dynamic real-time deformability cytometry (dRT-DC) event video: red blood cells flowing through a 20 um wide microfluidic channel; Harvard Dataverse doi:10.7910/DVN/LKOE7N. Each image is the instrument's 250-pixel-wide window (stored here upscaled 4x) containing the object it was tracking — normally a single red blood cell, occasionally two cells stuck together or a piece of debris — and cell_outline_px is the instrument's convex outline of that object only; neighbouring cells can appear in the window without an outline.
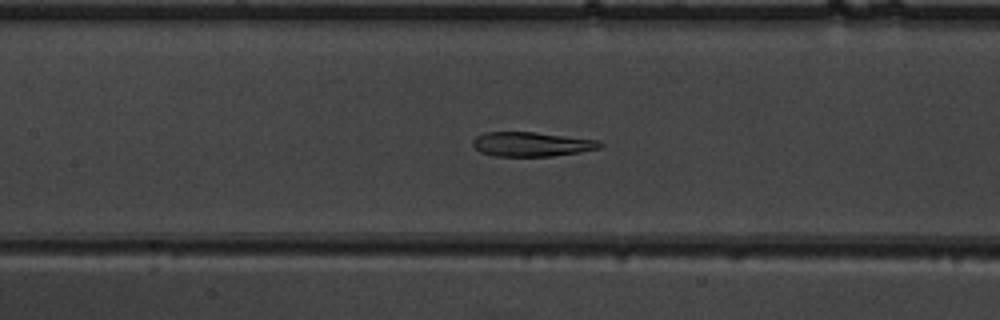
{"species": "common noctule bat (a hibernating species)", "species_latin": "Nyctalus noctula", "temperature_condition": "warm", "stored_images_in_passage": 42, "camera_frame_rate_fps": 3000, "um_per_image_px": 0.085, "animal": {"sex": "male", "body_mass_g": 19.5, "forearm_length_mm": 54.6}, "frame": {"image": 1, "passage_image": 15, "time_ms": 4.667, "image_size_px": [1000, 320], "cell_outline_px": [[604, 144], [600, 148], [552, 156], [496, 156], [480, 152], [472, 144], [472, 140], [476, 136], [484, 132], [536, 132], [600, 140]], "centroid_in_image_um": [45.18, 12.25], "position_along_channel_um": 162.2, "area_um2": 18.09}}
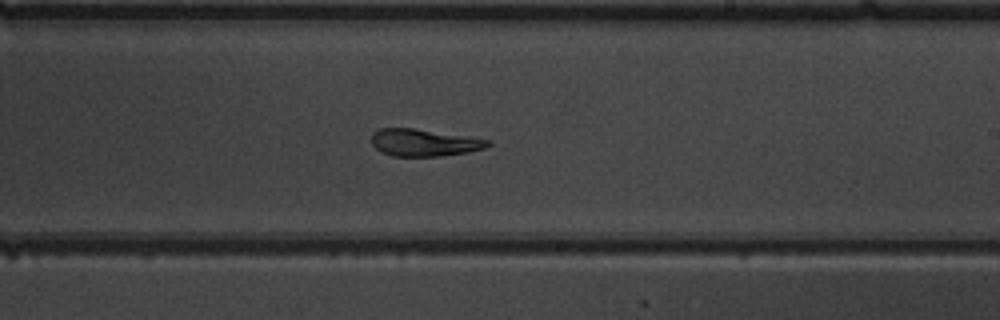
{"frame": {"image": 2, "passage_image": 22, "time_ms": 7.0, "image_size_px": [1000, 320], "cell_outline_px": [[492, 144], [484, 148], [468, 152], [440, 156], [392, 156], [380, 152], [372, 144], [372, 132], [380, 128], [412, 128], [468, 136], [488, 140]], "centroid_in_image_um": [36.02, 12.12], "position_along_channel_um": 253.0, "area_um2": 18.38}}
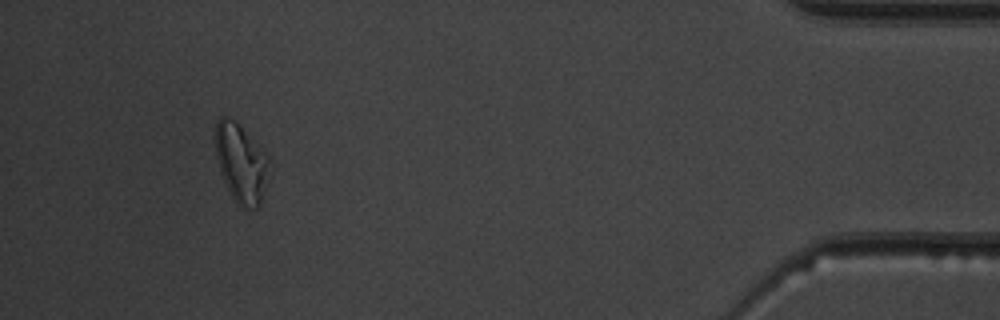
{"frame": {"image": 3, "passage_image": 39, "time_ms": 12.667, "image_size_px": [1000, 320], "cell_outline_px": [[268, 156], [264, 192], [260, 204], [256, 208], [240, 208], [232, 196], [220, 172], [212, 140], [216, 120], [220, 116], [228, 116], [236, 120]], "centroid_in_image_um": [20.41, 13.79], "position_along_channel_um": 414.8, "area_um2": 24.8}, "authors_computed_cell_mechanics": {"area_um2": 19.7676, "velocity_mm_per_s": 3.9021, "shape_relaxation_time_tau1_ms": 9.4601, "shape_relaxation_time_tau2_ms": 3.3498, "deformation_change_tau1": 0.2733, "deformation_change_tau2": 0.0976}}